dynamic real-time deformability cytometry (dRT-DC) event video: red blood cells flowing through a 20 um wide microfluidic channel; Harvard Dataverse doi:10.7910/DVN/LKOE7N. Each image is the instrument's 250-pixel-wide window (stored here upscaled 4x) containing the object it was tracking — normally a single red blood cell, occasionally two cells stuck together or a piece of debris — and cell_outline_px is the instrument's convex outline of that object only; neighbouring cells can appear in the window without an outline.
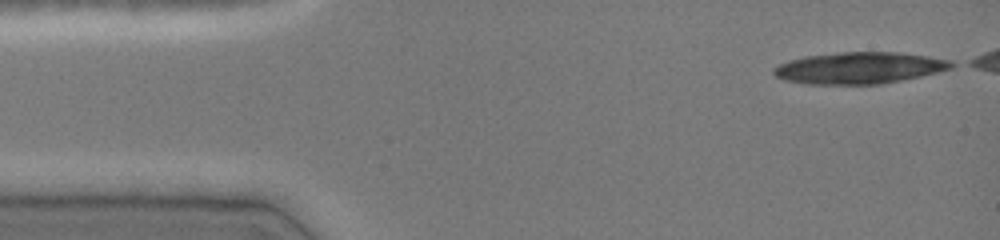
{"species": "common noctule bat (a hibernating species)", "species_latin": "Nyctalus noctula", "temperature_condition": "cold", "stored_images_in_passage": 40, "camera_frame_rate_fps": 3000, "um_per_image_px": 0.085, "animal": {"sex": "female", "body_mass_g": 19.0, "forearm_length_mm": 51.5}, "frame": {"image": 1, "passage_image": 1, "time_ms": 0.0, "image_size_px": [1000, 240], "cell_outline_px": [[960, 64], [952, 68], [920, 76], [880, 84], [804, 84], [784, 80], [776, 76], [772, 72], [772, 68], [788, 60], [804, 56], [836, 52], [900, 52], [928, 56], [952, 60]], "centroid_in_image_um": [73.04, 5.76], "position_along_channel_um": 12.0, "area_um2": 33.0}}